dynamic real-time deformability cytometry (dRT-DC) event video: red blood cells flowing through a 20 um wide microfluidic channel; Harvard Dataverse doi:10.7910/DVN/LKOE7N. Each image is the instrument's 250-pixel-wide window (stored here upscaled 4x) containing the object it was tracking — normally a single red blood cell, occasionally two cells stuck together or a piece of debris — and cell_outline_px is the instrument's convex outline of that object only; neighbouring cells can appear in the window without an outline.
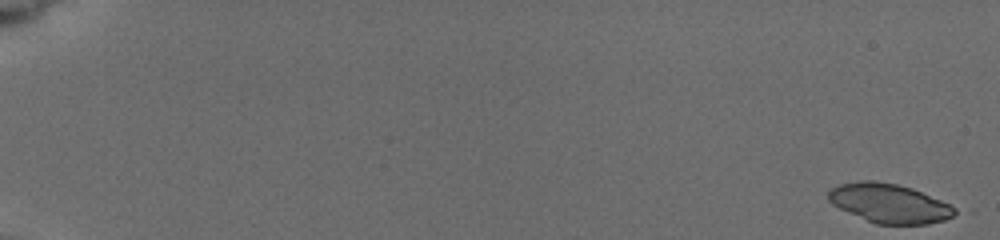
{"species": "common noctule bat (a hibernating species)", "species_latin": "Nyctalus noctula", "temperature_condition": "cold", "stored_images_in_passage": 62, "camera_frame_rate_fps": 3000, "um_per_image_px": 0.085, "animal": {"sex": "female", "body_mass_g": 19.5, "forearm_length_mm": 54.1}, "frame": {"image": 1, "passage_image": 1, "time_ms": 0.0, "image_size_px": [1000, 240], "cell_outline_px": [[960, 212], [944, 220], [928, 224], [876, 224], [840, 208], [832, 204], [828, 200], [828, 192], [832, 188], [840, 184], [860, 180], [872, 180], [896, 184], [912, 188], [940, 200], [956, 208]], "centroid_in_image_um": [75.6, 17.28], "position_along_channel_um": 9.4, "area_um2": 28.61}}
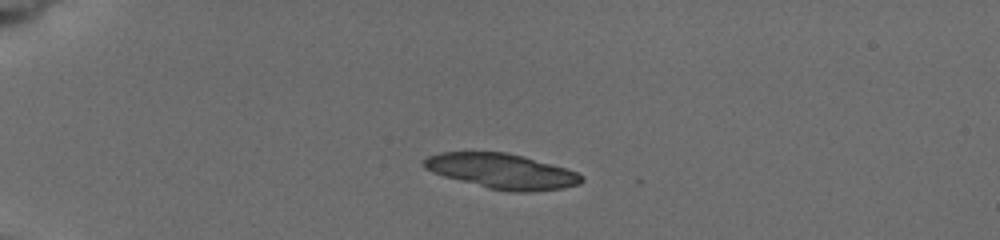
{"frame": {"image": 2, "passage_image": 12, "time_ms": 4.667, "image_size_px": [1000, 240], "cell_outline_px": [[584, 180], [580, 184], [564, 188], [528, 192], [508, 192], [488, 188], [444, 176], [432, 172], [424, 168], [420, 164], [420, 160], [428, 156], [440, 152], [508, 152], [524, 156], [564, 168], [576, 172], [584, 176]], "centroid_in_image_um": [42.63, 14.55], "position_along_channel_um": 42.4, "area_um2": 32.37}}
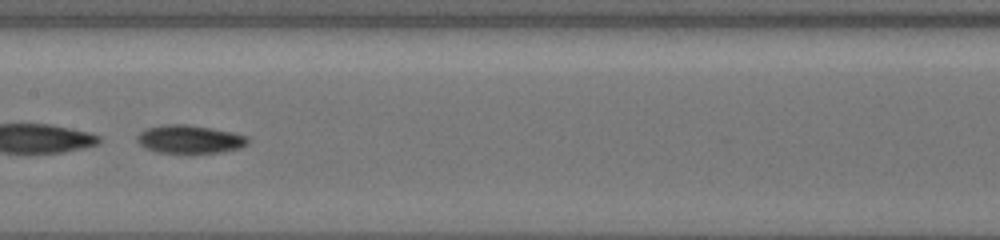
{"frame": {"image": 3, "passage_image": 31, "time_ms": 10.0, "image_size_px": [1000, 240], "cell_outline_px": [[248, 144], [240, 148], [220, 152], [192, 156], [156, 152], [144, 148], [136, 140], [136, 136], [140, 132], [148, 128], [168, 124], [188, 124], [212, 128], [232, 132], [248, 136]], "centroid_in_image_um": [16.12, 11.88], "position_along_channel_um": 191.3, "area_um2": 19.02}, "authors_computed_cell_mechanics": {"area_um2": 18.8139, "velocity_mm_per_s": 3.8673, "shape_relaxation_time_tau1_ms": 5.8964, "shape_relaxation_time_tau2_ms": 8.578, "deformation_change_tau1": 0.1128, "deformation_change_tau2": 0.1527}}